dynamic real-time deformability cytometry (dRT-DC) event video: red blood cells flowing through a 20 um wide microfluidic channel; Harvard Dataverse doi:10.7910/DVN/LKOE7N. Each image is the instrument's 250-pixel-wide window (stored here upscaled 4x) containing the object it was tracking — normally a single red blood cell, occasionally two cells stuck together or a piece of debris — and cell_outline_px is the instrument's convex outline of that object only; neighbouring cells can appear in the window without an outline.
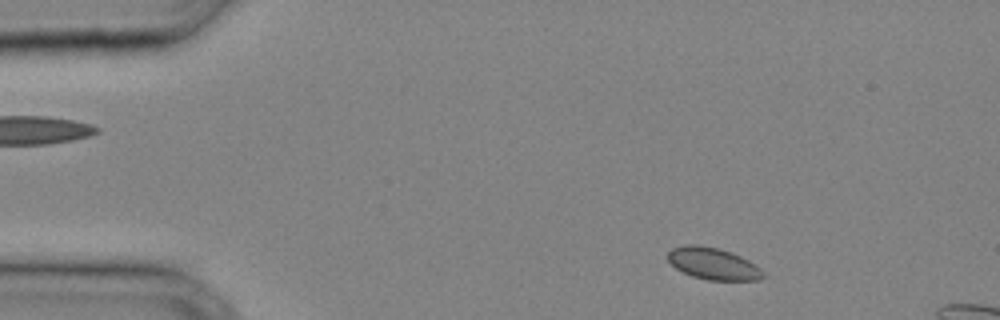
{"species": "common noctule bat (a hibernating species)", "species_latin": "Nyctalus noctula", "temperature_condition": "cold", "stored_images_in_passage": 7, "camera_frame_rate_fps": 3000, "um_per_image_px": 0.085, "animal": {"sex": "male", "body_mass_g": 20.4}, "frame": {"image": 1, "passage_image": 2, "time_ms": 0.333, "image_size_px": [1000, 320], "cell_outline_px": [[764, 276], [756, 280], [708, 280], [692, 276], [676, 268], [668, 260], [668, 252], [672, 248], [684, 244], [696, 244], [716, 248], [732, 252], [756, 264], [764, 272]], "centroid_in_image_um": [60.61, 22.4], "position_along_channel_um": 24.4, "area_um2": 17.63}}